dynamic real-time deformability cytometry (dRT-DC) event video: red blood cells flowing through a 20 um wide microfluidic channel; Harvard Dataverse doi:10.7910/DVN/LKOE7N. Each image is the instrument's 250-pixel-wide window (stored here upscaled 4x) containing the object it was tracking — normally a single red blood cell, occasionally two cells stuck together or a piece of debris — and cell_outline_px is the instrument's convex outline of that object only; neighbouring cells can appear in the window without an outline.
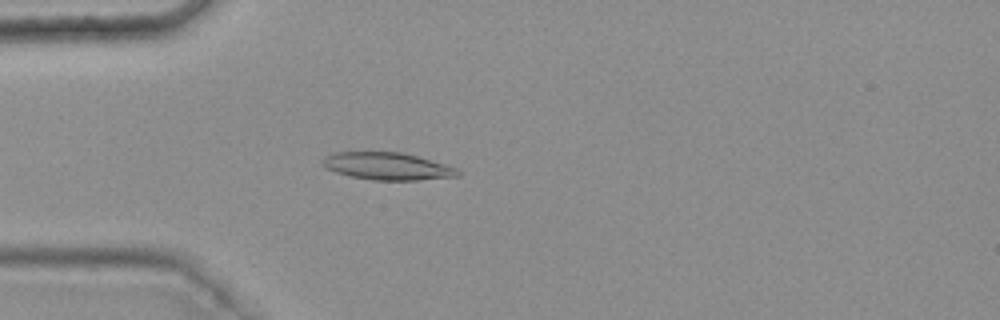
{"species": "common noctule bat (a hibernating species)", "species_latin": "Nyctalus noctula", "temperature_condition": "warm", "stored_images_in_passage": 42, "camera_frame_rate_fps": 3000, "um_per_image_px": 0.085, "animal": {"sex": "female", "body_mass_g": 25.1}, "frame": {"image": 1, "passage_image": 14, "time_ms": 4.333, "image_size_px": [1000, 320], "cell_outline_px": [[460, 176], [416, 180], [372, 180], [352, 176], [336, 172], [324, 168], [324, 156], [336, 152], [400, 152], [416, 156], [444, 164], [456, 168], [460, 172]], "centroid_in_image_um": [32.92, 14.13], "position_along_channel_um": 52.1, "area_um2": 21.27}}
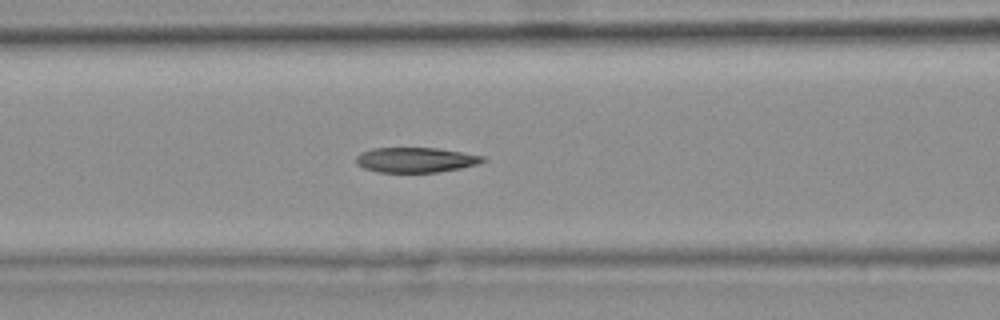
{"frame": {"image": 2, "passage_image": 21, "time_ms": 6.667, "image_size_px": [1000, 320], "cell_outline_px": [[488, 160], [476, 164], [460, 168], [436, 172], [380, 172], [364, 168], [356, 164], [356, 156], [360, 152], [372, 148], [436, 148], [484, 156]], "centroid_in_image_um": [35.3, 13.59], "position_along_channel_um": 131.3, "area_um2": 18.38}}
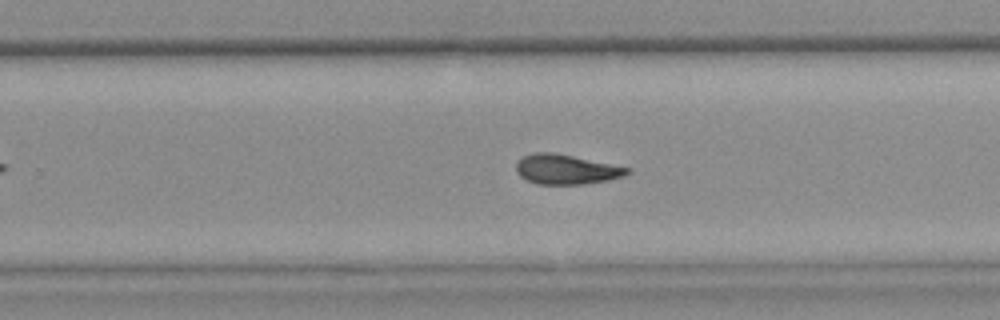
{"frame": {"image": 3, "passage_image": 33, "time_ms": 10.667, "image_size_px": [1000, 320], "cell_outline_px": [[632, 172], [624, 176], [608, 180], [584, 184], [536, 184], [520, 176], [516, 172], [516, 164], [524, 156], [532, 152], [552, 152], [632, 168]], "centroid_in_image_um": [48.15, 14.4], "position_along_channel_um": 281.7, "area_um2": 19.25}, "authors_computed_cell_mechanics": {"area_um2": 19.9988, "velocity_mm_per_s": 3.7734, "shape_relaxation_time_tau1_ms": 10.2316, "shape_relaxation_time_tau2_ms": 4.0785, "deformation_change_tau1": 0.2328, "deformation_change_tau2": 0.1178}}